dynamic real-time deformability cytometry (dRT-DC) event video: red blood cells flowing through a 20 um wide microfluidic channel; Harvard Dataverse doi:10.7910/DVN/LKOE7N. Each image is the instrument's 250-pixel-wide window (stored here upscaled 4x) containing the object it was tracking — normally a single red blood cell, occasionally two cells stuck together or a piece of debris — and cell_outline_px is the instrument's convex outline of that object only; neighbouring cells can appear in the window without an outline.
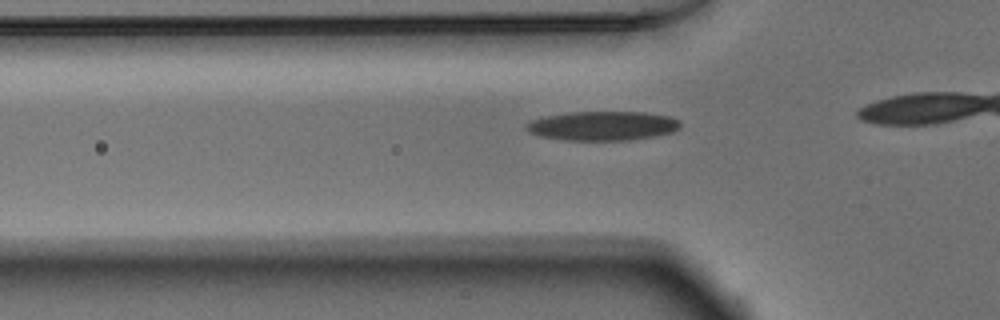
{"species": "Egyptian fruit bat (a non-hibernating species)", "species_latin": "Rousettus aegyptiacus", "temperature_condition": "warm", "stored_images_in_passage": 28, "camera_frame_rate_fps": 3000, "um_per_image_px": 0.085, "animal": {"sex": "male"}, "frame": {"image": 1, "passage_image": 4, "time_ms": 1.0, "image_size_px": [1000, 320], "cell_outline_px": [[680, 128], [672, 132], [656, 136], [628, 140], [564, 140], [540, 136], [528, 132], [524, 128], [524, 124], [532, 120], [548, 116], [568, 112], [644, 112], [668, 116], [680, 120]], "centroid_in_image_um": [51.22, 10.7], "position_along_channel_um": 74.6, "area_um2": 26.3}}
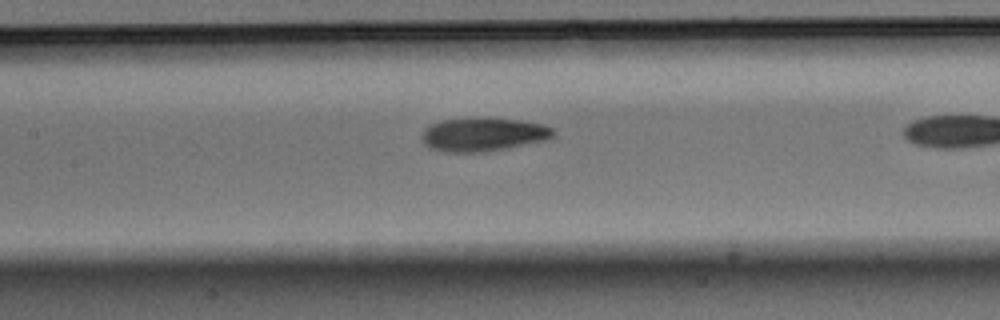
{"frame": {"image": 2, "passage_image": 11, "time_ms": 3.333, "image_size_px": [1000, 320], "cell_outline_px": [[556, 132], [552, 140], [484, 152], [444, 152], [428, 148], [424, 144], [420, 136], [424, 128], [440, 120], [476, 116], [484, 116], [520, 120], [544, 124], [552, 128]], "centroid_in_image_um": [41.09, 11.41], "position_along_channel_um": 166.3, "area_um2": 26.76}}
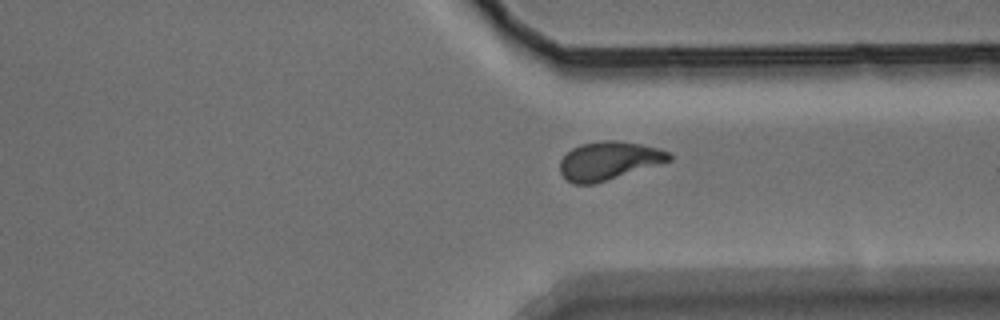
{"frame": {"image": 3, "passage_image": 26, "time_ms": 8.333, "image_size_px": [1000, 320], "cell_outline_px": [[672, 160], [596, 184], [572, 184], [560, 172], [560, 160], [572, 148], [580, 144], [600, 140], [616, 140], [640, 144], [660, 148], [672, 152]], "centroid_in_image_um": [51.77, 13.66], "position_along_channel_um": 359.6, "area_um2": 24.57}}